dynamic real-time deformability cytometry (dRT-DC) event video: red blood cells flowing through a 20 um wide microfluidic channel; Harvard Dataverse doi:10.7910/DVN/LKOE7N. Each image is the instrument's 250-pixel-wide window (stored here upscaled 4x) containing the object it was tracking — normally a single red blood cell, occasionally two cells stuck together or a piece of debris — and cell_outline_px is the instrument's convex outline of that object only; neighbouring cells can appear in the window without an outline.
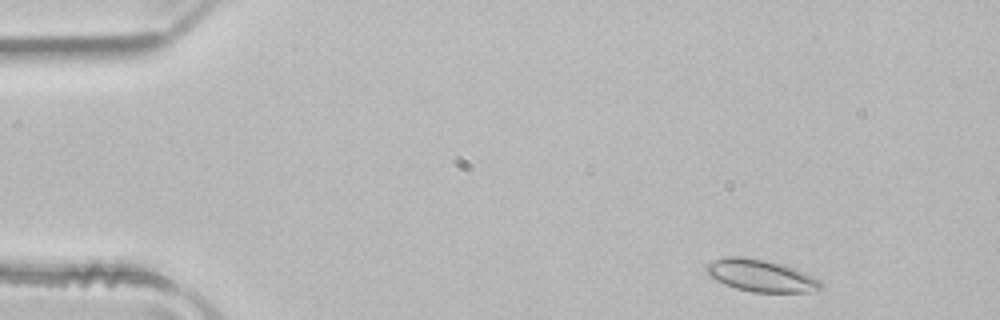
{"species": "common noctule bat (a hibernating species)", "species_latin": "Nyctalus noctula", "temperature_condition": "room temperature", "stored_images_in_passage": 8, "camera_frame_rate_fps": 3000, "um_per_image_px": 0.085, "animal": {"sex": "male", "body_mass_g": 21.5, "forearm_length_mm": 52.0}, "frame": {"image": 1, "passage_image": 2, "time_ms": 0.333, "image_size_px": [1000, 320], "cell_outline_px": [[824, 288], [808, 292], [752, 292], [736, 288], [724, 284], [708, 276], [704, 272], [704, 264], [728, 256], [744, 256], [784, 264], [796, 268], [820, 280], [824, 284]], "centroid_in_image_um": [64.66, 23.42], "position_along_channel_um": 20.3, "area_um2": 21.73}}